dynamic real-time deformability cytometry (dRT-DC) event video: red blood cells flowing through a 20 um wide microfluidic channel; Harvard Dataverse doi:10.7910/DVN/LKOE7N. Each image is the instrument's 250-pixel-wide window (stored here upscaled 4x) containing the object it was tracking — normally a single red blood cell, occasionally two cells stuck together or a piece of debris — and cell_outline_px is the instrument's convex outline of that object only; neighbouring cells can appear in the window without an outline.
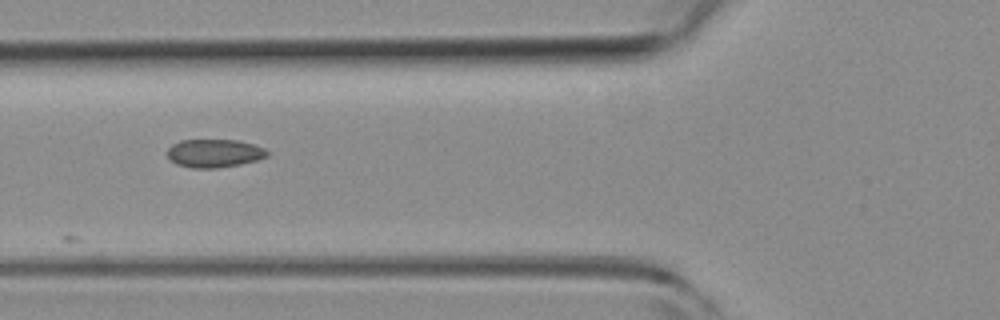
{"species": "common noctule bat (a hibernating species)", "species_latin": "Nyctalus noctula", "temperature_condition": "room temperature", "stored_images_in_passage": 5, "camera_frame_rate_fps": 3000, "um_per_image_px": 0.085, "animal": {"sex": "female", "body_mass_g": 19.3, "forearm_length_mm": 54.1}, "frame": {"image": 1, "passage_image": 3, "time_ms": 0.667, "image_size_px": [1000, 320], "cell_outline_px": [[268, 156], [256, 160], [240, 164], [216, 168], [192, 168], [176, 164], [168, 156], [168, 148], [172, 144], [180, 140], [236, 140], [252, 144], [264, 148], [268, 152]], "centroid_in_image_um": [18.2, 13.02], "position_along_channel_um": 107.6, "area_um2": 16.3}}